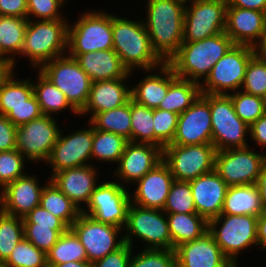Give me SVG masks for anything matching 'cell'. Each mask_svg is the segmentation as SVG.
<instances>
[{
	"label": "cell",
	"mask_w": 266,
	"mask_h": 267,
	"mask_svg": "<svg viewBox=\"0 0 266 267\" xmlns=\"http://www.w3.org/2000/svg\"><path fill=\"white\" fill-rule=\"evenodd\" d=\"M251 146L216 151L214 170L228 186L255 184L265 170L266 152Z\"/></svg>",
	"instance_id": "30bf717a"
},
{
	"label": "cell",
	"mask_w": 266,
	"mask_h": 267,
	"mask_svg": "<svg viewBox=\"0 0 266 267\" xmlns=\"http://www.w3.org/2000/svg\"><path fill=\"white\" fill-rule=\"evenodd\" d=\"M0 267H4V265H3V263H2V262H0Z\"/></svg>",
	"instance_id": "03108f58"
},
{
	"label": "cell",
	"mask_w": 266,
	"mask_h": 267,
	"mask_svg": "<svg viewBox=\"0 0 266 267\" xmlns=\"http://www.w3.org/2000/svg\"><path fill=\"white\" fill-rule=\"evenodd\" d=\"M179 115L162 109H153L154 145L162 149L171 144L176 133Z\"/></svg>",
	"instance_id": "f6af8a7d"
},
{
	"label": "cell",
	"mask_w": 266,
	"mask_h": 267,
	"mask_svg": "<svg viewBox=\"0 0 266 267\" xmlns=\"http://www.w3.org/2000/svg\"><path fill=\"white\" fill-rule=\"evenodd\" d=\"M22 219L23 223H35L37 226H67L60 218L54 216L40 205Z\"/></svg>",
	"instance_id": "f5cc1de1"
},
{
	"label": "cell",
	"mask_w": 266,
	"mask_h": 267,
	"mask_svg": "<svg viewBox=\"0 0 266 267\" xmlns=\"http://www.w3.org/2000/svg\"><path fill=\"white\" fill-rule=\"evenodd\" d=\"M133 249V247L125 243L117 251L106 255L102 259L92 262V267H128Z\"/></svg>",
	"instance_id": "816d5d0a"
},
{
	"label": "cell",
	"mask_w": 266,
	"mask_h": 267,
	"mask_svg": "<svg viewBox=\"0 0 266 267\" xmlns=\"http://www.w3.org/2000/svg\"><path fill=\"white\" fill-rule=\"evenodd\" d=\"M263 100H264V103H265V106H266V93H265V95L263 96Z\"/></svg>",
	"instance_id": "e7e4bbea"
},
{
	"label": "cell",
	"mask_w": 266,
	"mask_h": 267,
	"mask_svg": "<svg viewBox=\"0 0 266 267\" xmlns=\"http://www.w3.org/2000/svg\"><path fill=\"white\" fill-rule=\"evenodd\" d=\"M143 20L152 49L164 61L178 51L183 43L186 4L179 0H147Z\"/></svg>",
	"instance_id": "6da1fadb"
},
{
	"label": "cell",
	"mask_w": 266,
	"mask_h": 267,
	"mask_svg": "<svg viewBox=\"0 0 266 267\" xmlns=\"http://www.w3.org/2000/svg\"><path fill=\"white\" fill-rule=\"evenodd\" d=\"M98 172L95 165L89 164L61 170L49 178L82 211L100 181Z\"/></svg>",
	"instance_id": "44dd1931"
},
{
	"label": "cell",
	"mask_w": 266,
	"mask_h": 267,
	"mask_svg": "<svg viewBox=\"0 0 266 267\" xmlns=\"http://www.w3.org/2000/svg\"><path fill=\"white\" fill-rule=\"evenodd\" d=\"M31 75L26 79L16 78L14 73L0 89V115H7L13 108L20 107L33 95Z\"/></svg>",
	"instance_id": "74e56055"
},
{
	"label": "cell",
	"mask_w": 266,
	"mask_h": 267,
	"mask_svg": "<svg viewBox=\"0 0 266 267\" xmlns=\"http://www.w3.org/2000/svg\"><path fill=\"white\" fill-rule=\"evenodd\" d=\"M210 104L212 144L216 151L243 148L248 145L249 125L235 112L229 95L201 94Z\"/></svg>",
	"instance_id": "ba28073f"
},
{
	"label": "cell",
	"mask_w": 266,
	"mask_h": 267,
	"mask_svg": "<svg viewBox=\"0 0 266 267\" xmlns=\"http://www.w3.org/2000/svg\"><path fill=\"white\" fill-rule=\"evenodd\" d=\"M38 77L33 83V94L35 95L43 115L56 117L59 113L70 110V113L78 116L79 112L69 103L64 93L58 89L39 70Z\"/></svg>",
	"instance_id": "4dcf8cb0"
},
{
	"label": "cell",
	"mask_w": 266,
	"mask_h": 267,
	"mask_svg": "<svg viewBox=\"0 0 266 267\" xmlns=\"http://www.w3.org/2000/svg\"><path fill=\"white\" fill-rule=\"evenodd\" d=\"M227 7H240L249 10L266 12V0H226Z\"/></svg>",
	"instance_id": "6f0895ef"
},
{
	"label": "cell",
	"mask_w": 266,
	"mask_h": 267,
	"mask_svg": "<svg viewBox=\"0 0 266 267\" xmlns=\"http://www.w3.org/2000/svg\"><path fill=\"white\" fill-rule=\"evenodd\" d=\"M70 229L84 246L90 263L117 251L125 244L122 228L101 223L82 212Z\"/></svg>",
	"instance_id": "2e32d148"
},
{
	"label": "cell",
	"mask_w": 266,
	"mask_h": 267,
	"mask_svg": "<svg viewBox=\"0 0 266 267\" xmlns=\"http://www.w3.org/2000/svg\"><path fill=\"white\" fill-rule=\"evenodd\" d=\"M39 71L64 93L78 112L85 107L92 80L75 58L68 54L56 57L45 63Z\"/></svg>",
	"instance_id": "9c48e42d"
},
{
	"label": "cell",
	"mask_w": 266,
	"mask_h": 267,
	"mask_svg": "<svg viewBox=\"0 0 266 267\" xmlns=\"http://www.w3.org/2000/svg\"><path fill=\"white\" fill-rule=\"evenodd\" d=\"M174 251L176 267H235L209 231L200 238L179 245Z\"/></svg>",
	"instance_id": "7402d4cb"
},
{
	"label": "cell",
	"mask_w": 266,
	"mask_h": 267,
	"mask_svg": "<svg viewBox=\"0 0 266 267\" xmlns=\"http://www.w3.org/2000/svg\"><path fill=\"white\" fill-rule=\"evenodd\" d=\"M53 116L39 118L17 127L16 149L32 164L46 162L61 132Z\"/></svg>",
	"instance_id": "9a60e30c"
},
{
	"label": "cell",
	"mask_w": 266,
	"mask_h": 267,
	"mask_svg": "<svg viewBox=\"0 0 266 267\" xmlns=\"http://www.w3.org/2000/svg\"><path fill=\"white\" fill-rule=\"evenodd\" d=\"M14 62L10 59L0 58V89L15 73Z\"/></svg>",
	"instance_id": "680465c9"
},
{
	"label": "cell",
	"mask_w": 266,
	"mask_h": 267,
	"mask_svg": "<svg viewBox=\"0 0 266 267\" xmlns=\"http://www.w3.org/2000/svg\"><path fill=\"white\" fill-rule=\"evenodd\" d=\"M131 74L134 73L130 72L124 78L92 82L87 103L79 112V117L83 118L84 115L87 117L90 115L89 119H91L97 113L121 107L129 102L131 100L132 82L128 81H131ZM126 83H129V85Z\"/></svg>",
	"instance_id": "603a6c76"
},
{
	"label": "cell",
	"mask_w": 266,
	"mask_h": 267,
	"mask_svg": "<svg viewBox=\"0 0 266 267\" xmlns=\"http://www.w3.org/2000/svg\"><path fill=\"white\" fill-rule=\"evenodd\" d=\"M257 219L252 215L220 214L208 222V231L235 267L240 265L237 258L243 251L257 247Z\"/></svg>",
	"instance_id": "8992f818"
},
{
	"label": "cell",
	"mask_w": 266,
	"mask_h": 267,
	"mask_svg": "<svg viewBox=\"0 0 266 267\" xmlns=\"http://www.w3.org/2000/svg\"><path fill=\"white\" fill-rule=\"evenodd\" d=\"M66 2L65 0H27V19L41 21L66 19L62 14V7Z\"/></svg>",
	"instance_id": "681fc988"
},
{
	"label": "cell",
	"mask_w": 266,
	"mask_h": 267,
	"mask_svg": "<svg viewBox=\"0 0 266 267\" xmlns=\"http://www.w3.org/2000/svg\"><path fill=\"white\" fill-rule=\"evenodd\" d=\"M144 72L147 75L131 85V99L150 109H157L168 92L169 64L164 62L159 67Z\"/></svg>",
	"instance_id": "83f0119b"
},
{
	"label": "cell",
	"mask_w": 266,
	"mask_h": 267,
	"mask_svg": "<svg viewBox=\"0 0 266 267\" xmlns=\"http://www.w3.org/2000/svg\"><path fill=\"white\" fill-rule=\"evenodd\" d=\"M255 54L261 59L266 60V31L263 34L260 42L254 47Z\"/></svg>",
	"instance_id": "6125c7cd"
},
{
	"label": "cell",
	"mask_w": 266,
	"mask_h": 267,
	"mask_svg": "<svg viewBox=\"0 0 266 267\" xmlns=\"http://www.w3.org/2000/svg\"><path fill=\"white\" fill-rule=\"evenodd\" d=\"M256 185L259 189L260 200L263 208L266 210V171L262 172L261 177L257 180Z\"/></svg>",
	"instance_id": "94428289"
},
{
	"label": "cell",
	"mask_w": 266,
	"mask_h": 267,
	"mask_svg": "<svg viewBox=\"0 0 266 267\" xmlns=\"http://www.w3.org/2000/svg\"><path fill=\"white\" fill-rule=\"evenodd\" d=\"M68 22L28 20L19 58L28 59L29 66L39 70L50 60L67 54Z\"/></svg>",
	"instance_id": "277c9868"
},
{
	"label": "cell",
	"mask_w": 266,
	"mask_h": 267,
	"mask_svg": "<svg viewBox=\"0 0 266 267\" xmlns=\"http://www.w3.org/2000/svg\"><path fill=\"white\" fill-rule=\"evenodd\" d=\"M24 238L35 245L38 249L47 253L58 241L68 226H37L35 223H23Z\"/></svg>",
	"instance_id": "ee69618b"
},
{
	"label": "cell",
	"mask_w": 266,
	"mask_h": 267,
	"mask_svg": "<svg viewBox=\"0 0 266 267\" xmlns=\"http://www.w3.org/2000/svg\"><path fill=\"white\" fill-rule=\"evenodd\" d=\"M241 91L263 97L266 93V60L256 54L250 59Z\"/></svg>",
	"instance_id": "7dc6e473"
},
{
	"label": "cell",
	"mask_w": 266,
	"mask_h": 267,
	"mask_svg": "<svg viewBox=\"0 0 266 267\" xmlns=\"http://www.w3.org/2000/svg\"><path fill=\"white\" fill-rule=\"evenodd\" d=\"M131 142L154 144L153 109L131 99Z\"/></svg>",
	"instance_id": "ab89813d"
},
{
	"label": "cell",
	"mask_w": 266,
	"mask_h": 267,
	"mask_svg": "<svg viewBox=\"0 0 266 267\" xmlns=\"http://www.w3.org/2000/svg\"><path fill=\"white\" fill-rule=\"evenodd\" d=\"M212 143L209 102L200 95L179 115L175 137L169 145H199Z\"/></svg>",
	"instance_id": "d6986e66"
},
{
	"label": "cell",
	"mask_w": 266,
	"mask_h": 267,
	"mask_svg": "<svg viewBox=\"0 0 266 267\" xmlns=\"http://www.w3.org/2000/svg\"><path fill=\"white\" fill-rule=\"evenodd\" d=\"M163 211L165 213H197L189 181H173Z\"/></svg>",
	"instance_id": "7bdbcfd3"
},
{
	"label": "cell",
	"mask_w": 266,
	"mask_h": 267,
	"mask_svg": "<svg viewBox=\"0 0 266 267\" xmlns=\"http://www.w3.org/2000/svg\"><path fill=\"white\" fill-rule=\"evenodd\" d=\"M30 174L16 179L0 191V209L4 213L23 218L40 205L44 185L36 175Z\"/></svg>",
	"instance_id": "ffe728a7"
},
{
	"label": "cell",
	"mask_w": 266,
	"mask_h": 267,
	"mask_svg": "<svg viewBox=\"0 0 266 267\" xmlns=\"http://www.w3.org/2000/svg\"><path fill=\"white\" fill-rule=\"evenodd\" d=\"M129 191L131 192L130 188L122 186L116 180H103L97 184L81 212L101 223L124 229L131 203Z\"/></svg>",
	"instance_id": "7c38bea8"
},
{
	"label": "cell",
	"mask_w": 266,
	"mask_h": 267,
	"mask_svg": "<svg viewBox=\"0 0 266 267\" xmlns=\"http://www.w3.org/2000/svg\"><path fill=\"white\" fill-rule=\"evenodd\" d=\"M226 0H190L184 12L183 42H195L225 32Z\"/></svg>",
	"instance_id": "5bb4252c"
},
{
	"label": "cell",
	"mask_w": 266,
	"mask_h": 267,
	"mask_svg": "<svg viewBox=\"0 0 266 267\" xmlns=\"http://www.w3.org/2000/svg\"><path fill=\"white\" fill-rule=\"evenodd\" d=\"M46 256L47 265L70 261H88L84 246L70 228L61 234L58 241L46 253Z\"/></svg>",
	"instance_id": "8d00e7d4"
},
{
	"label": "cell",
	"mask_w": 266,
	"mask_h": 267,
	"mask_svg": "<svg viewBox=\"0 0 266 267\" xmlns=\"http://www.w3.org/2000/svg\"><path fill=\"white\" fill-rule=\"evenodd\" d=\"M255 49L247 45H234L212 68L200 85L201 94L228 95L241 89L247 65Z\"/></svg>",
	"instance_id": "8fae6325"
},
{
	"label": "cell",
	"mask_w": 266,
	"mask_h": 267,
	"mask_svg": "<svg viewBox=\"0 0 266 267\" xmlns=\"http://www.w3.org/2000/svg\"><path fill=\"white\" fill-rule=\"evenodd\" d=\"M43 113L40 105L33 94L29 99L25 101V104L20 107L13 108L6 117L16 126H21L25 123L39 118Z\"/></svg>",
	"instance_id": "f907efd6"
},
{
	"label": "cell",
	"mask_w": 266,
	"mask_h": 267,
	"mask_svg": "<svg viewBox=\"0 0 266 267\" xmlns=\"http://www.w3.org/2000/svg\"><path fill=\"white\" fill-rule=\"evenodd\" d=\"M40 197V206L60 218L69 228L81 210L47 178Z\"/></svg>",
	"instance_id": "836d02e7"
},
{
	"label": "cell",
	"mask_w": 266,
	"mask_h": 267,
	"mask_svg": "<svg viewBox=\"0 0 266 267\" xmlns=\"http://www.w3.org/2000/svg\"><path fill=\"white\" fill-rule=\"evenodd\" d=\"M174 181L168 166L162 161L141 179L136 181L133 194L130 193L131 203L151 209L163 210Z\"/></svg>",
	"instance_id": "cb8c5ba5"
},
{
	"label": "cell",
	"mask_w": 266,
	"mask_h": 267,
	"mask_svg": "<svg viewBox=\"0 0 266 267\" xmlns=\"http://www.w3.org/2000/svg\"><path fill=\"white\" fill-rule=\"evenodd\" d=\"M88 126V128H87ZM85 128L66 133L61 129L50 157L45 164L50 165V177L64 169L92 164L93 125L88 121Z\"/></svg>",
	"instance_id": "e0dca14e"
},
{
	"label": "cell",
	"mask_w": 266,
	"mask_h": 267,
	"mask_svg": "<svg viewBox=\"0 0 266 267\" xmlns=\"http://www.w3.org/2000/svg\"><path fill=\"white\" fill-rule=\"evenodd\" d=\"M24 238L23 219L0 209V262L4 263Z\"/></svg>",
	"instance_id": "f35d334b"
},
{
	"label": "cell",
	"mask_w": 266,
	"mask_h": 267,
	"mask_svg": "<svg viewBox=\"0 0 266 267\" xmlns=\"http://www.w3.org/2000/svg\"><path fill=\"white\" fill-rule=\"evenodd\" d=\"M68 55L78 61L92 82L124 78L130 74L113 49Z\"/></svg>",
	"instance_id": "4316f807"
},
{
	"label": "cell",
	"mask_w": 266,
	"mask_h": 267,
	"mask_svg": "<svg viewBox=\"0 0 266 267\" xmlns=\"http://www.w3.org/2000/svg\"><path fill=\"white\" fill-rule=\"evenodd\" d=\"M124 241L134 247V239L145 243L142 249L172 250V239L166 213L130 203L123 229Z\"/></svg>",
	"instance_id": "52a82bcc"
},
{
	"label": "cell",
	"mask_w": 266,
	"mask_h": 267,
	"mask_svg": "<svg viewBox=\"0 0 266 267\" xmlns=\"http://www.w3.org/2000/svg\"><path fill=\"white\" fill-rule=\"evenodd\" d=\"M0 16L27 18V0H0Z\"/></svg>",
	"instance_id": "11a10c76"
},
{
	"label": "cell",
	"mask_w": 266,
	"mask_h": 267,
	"mask_svg": "<svg viewBox=\"0 0 266 267\" xmlns=\"http://www.w3.org/2000/svg\"><path fill=\"white\" fill-rule=\"evenodd\" d=\"M234 45L225 32L195 42H183L167 63L177 77L201 85L213 66Z\"/></svg>",
	"instance_id": "7a4b0ae2"
},
{
	"label": "cell",
	"mask_w": 266,
	"mask_h": 267,
	"mask_svg": "<svg viewBox=\"0 0 266 267\" xmlns=\"http://www.w3.org/2000/svg\"><path fill=\"white\" fill-rule=\"evenodd\" d=\"M17 127L5 116L0 115V152L16 149Z\"/></svg>",
	"instance_id": "db71d44e"
},
{
	"label": "cell",
	"mask_w": 266,
	"mask_h": 267,
	"mask_svg": "<svg viewBox=\"0 0 266 267\" xmlns=\"http://www.w3.org/2000/svg\"><path fill=\"white\" fill-rule=\"evenodd\" d=\"M264 211L256 183L228 186L221 214L259 216Z\"/></svg>",
	"instance_id": "f1b7e54d"
},
{
	"label": "cell",
	"mask_w": 266,
	"mask_h": 267,
	"mask_svg": "<svg viewBox=\"0 0 266 267\" xmlns=\"http://www.w3.org/2000/svg\"><path fill=\"white\" fill-rule=\"evenodd\" d=\"M163 161V149L150 143L128 142L121 158L112 172L114 180L130 187L146 173ZM121 181V182H120Z\"/></svg>",
	"instance_id": "ac0fdd59"
},
{
	"label": "cell",
	"mask_w": 266,
	"mask_h": 267,
	"mask_svg": "<svg viewBox=\"0 0 266 267\" xmlns=\"http://www.w3.org/2000/svg\"><path fill=\"white\" fill-rule=\"evenodd\" d=\"M128 142L121 135L97 130L93 126L92 163L118 164Z\"/></svg>",
	"instance_id": "e575fe53"
},
{
	"label": "cell",
	"mask_w": 266,
	"mask_h": 267,
	"mask_svg": "<svg viewBox=\"0 0 266 267\" xmlns=\"http://www.w3.org/2000/svg\"><path fill=\"white\" fill-rule=\"evenodd\" d=\"M27 24V18L0 16V58L12 60L15 67L18 62L16 56H20L23 47Z\"/></svg>",
	"instance_id": "d6a6232c"
},
{
	"label": "cell",
	"mask_w": 266,
	"mask_h": 267,
	"mask_svg": "<svg viewBox=\"0 0 266 267\" xmlns=\"http://www.w3.org/2000/svg\"><path fill=\"white\" fill-rule=\"evenodd\" d=\"M249 141L255 143L256 148L261 147L266 151V112L254 123L249 126Z\"/></svg>",
	"instance_id": "9f6ffc18"
},
{
	"label": "cell",
	"mask_w": 266,
	"mask_h": 267,
	"mask_svg": "<svg viewBox=\"0 0 266 267\" xmlns=\"http://www.w3.org/2000/svg\"><path fill=\"white\" fill-rule=\"evenodd\" d=\"M228 95L231 97L238 117L249 126L266 112L263 97L251 95L241 90Z\"/></svg>",
	"instance_id": "b9f144b4"
},
{
	"label": "cell",
	"mask_w": 266,
	"mask_h": 267,
	"mask_svg": "<svg viewBox=\"0 0 266 267\" xmlns=\"http://www.w3.org/2000/svg\"><path fill=\"white\" fill-rule=\"evenodd\" d=\"M196 212L207 222L222 212L228 185L215 170L189 181Z\"/></svg>",
	"instance_id": "484cf974"
},
{
	"label": "cell",
	"mask_w": 266,
	"mask_h": 267,
	"mask_svg": "<svg viewBox=\"0 0 266 267\" xmlns=\"http://www.w3.org/2000/svg\"><path fill=\"white\" fill-rule=\"evenodd\" d=\"M132 19L112 14L113 50L129 72L159 67L164 61L152 49L143 19Z\"/></svg>",
	"instance_id": "3957f363"
},
{
	"label": "cell",
	"mask_w": 266,
	"mask_h": 267,
	"mask_svg": "<svg viewBox=\"0 0 266 267\" xmlns=\"http://www.w3.org/2000/svg\"><path fill=\"white\" fill-rule=\"evenodd\" d=\"M48 267H92L89 261H70L67 263L47 265Z\"/></svg>",
	"instance_id": "be15d7a7"
},
{
	"label": "cell",
	"mask_w": 266,
	"mask_h": 267,
	"mask_svg": "<svg viewBox=\"0 0 266 267\" xmlns=\"http://www.w3.org/2000/svg\"><path fill=\"white\" fill-rule=\"evenodd\" d=\"M216 149L212 143L199 145H167L163 162L174 180L190 181L214 170Z\"/></svg>",
	"instance_id": "4fadbf2b"
},
{
	"label": "cell",
	"mask_w": 266,
	"mask_h": 267,
	"mask_svg": "<svg viewBox=\"0 0 266 267\" xmlns=\"http://www.w3.org/2000/svg\"><path fill=\"white\" fill-rule=\"evenodd\" d=\"M133 250L128 267H176V254L168 249Z\"/></svg>",
	"instance_id": "c3c4849f"
},
{
	"label": "cell",
	"mask_w": 266,
	"mask_h": 267,
	"mask_svg": "<svg viewBox=\"0 0 266 267\" xmlns=\"http://www.w3.org/2000/svg\"><path fill=\"white\" fill-rule=\"evenodd\" d=\"M4 267H48L46 253L23 238L3 263Z\"/></svg>",
	"instance_id": "60d3db41"
},
{
	"label": "cell",
	"mask_w": 266,
	"mask_h": 267,
	"mask_svg": "<svg viewBox=\"0 0 266 267\" xmlns=\"http://www.w3.org/2000/svg\"><path fill=\"white\" fill-rule=\"evenodd\" d=\"M29 161L17 150L0 152V191L8 184L27 174Z\"/></svg>",
	"instance_id": "bcb514c9"
},
{
	"label": "cell",
	"mask_w": 266,
	"mask_h": 267,
	"mask_svg": "<svg viewBox=\"0 0 266 267\" xmlns=\"http://www.w3.org/2000/svg\"><path fill=\"white\" fill-rule=\"evenodd\" d=\"M172 239V250L200 238L208 231V222L197 213H166Z\"/></svg>",
	"instance_id": "1f68e13d"
},
{
	"label": "cell",
	"mask_w": 266,
	"mask_h": 267,
	"mask_svg": "<svg viewBox=\"0 0 266 267\" xmlns=\"http://www.w3.org/2000/svg\"><path fill=\"white\" fill-rule=\"evenodd\" d=\"M266 31V12L226 7L225 33L235 45L255 47Z\"/></svg>",
	"instance_id": "d4e9b609"
},
{
	"label": "cell",
	"mask_w": 266,
	"mask_h": 267,
	"mask_svg": "<svg viewBox=\"0 0 266 267\" xmlns=\"http://www.w3.org/2000/svg\"><path fill=\"white\" fill-rule=\"evenodd\" d=\"M87 120L95 129L121 135L131 142V100L121 107L97 113Z\"/></svg>",
	"instance_id": "d590c367"
},
{
	"label": "cell",
	"mask_w": 266,
	"mask_h": 267,
	"mask_svg": "<svg viewBox=\"0 0 266 267\" xmlns=\"http://www.w3.org/2000/svg\"><path fill=\"white\" fill-rule=\"evenodd\" d=\"M201 95L198 83L179 78L169 65V87L166 97L161 101L158 109L167 110L180 115L189 108Z\"/></svg>",
	"instance_id": "f546056e"
},
{
	"label": "cell",
	"mask_w": 266,
	"mask_h": 267,
	"mask_svg": "<svg viewBox=\"0 0 266 267\" xmlns=\"http://www.w3.org/2000/svg\"><path fill=\"white\" fill-rule=\"evenodd\" d=\"M79 14L68 22L67 54L113 49L112 14L100 8Z\"/></svg>",
	"instance_id": "5b68a950"
},
{
	"label": "cell",
	"mask_w": 266,
	"mask_h": 267,
	"mask_svg": "<svg viewBox=\"0 0 266 267\" xmlns=\"http://www.w3.org/2000/svg\"><path fill=\"white\" fill-rule=\"evenodd\" d=\"M259 251L266 250V210L257 219V247Z\"/></svg>",
	"instance_id": "91938a15"
}]
</instances>
